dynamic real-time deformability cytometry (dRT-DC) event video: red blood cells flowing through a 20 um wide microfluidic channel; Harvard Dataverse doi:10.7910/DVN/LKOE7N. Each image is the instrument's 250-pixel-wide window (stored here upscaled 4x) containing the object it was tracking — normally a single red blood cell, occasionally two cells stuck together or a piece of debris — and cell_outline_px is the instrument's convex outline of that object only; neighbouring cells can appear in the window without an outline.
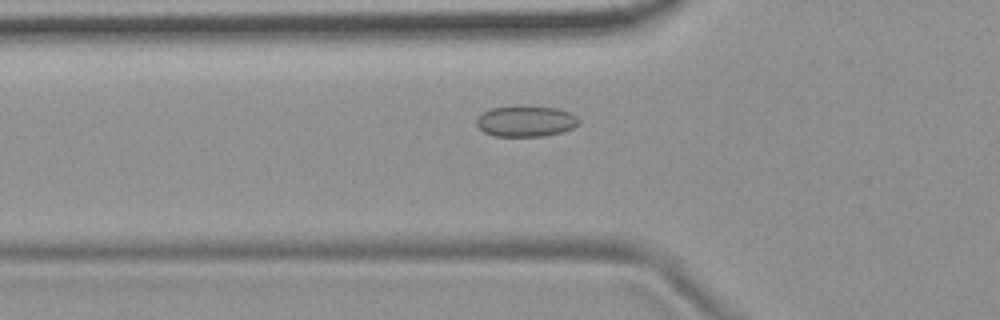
{"species": "common noctule bat (a hibernating species)", "species_latin": "Nyctalus noctula", "temperature_condition": "room temperature", "stored_images_in_passage": 45, "camera_frame_rate_fps": 3000, "um_per_image_px": 0.085, "animal": {"sex": "female", "body_mass_g": 19.9}, "frame": {"image": 1, "passage_image": 13, "time_ms": 4.0, "image_size_px": [1000, 320], "cell_outline_px": [[580, 124], [572, 128], [560, 132], [544, 136], [492, 136], [484, 132], [476, 124], [476, 120], [484, 112], [492, 108], [556, 108], [568, 112], [576, 116], [580, 120]], "centroid_in_image_um": [44.71, 10.35], "position_along_channel_um": 81.1, "area_um2": 17.74}}
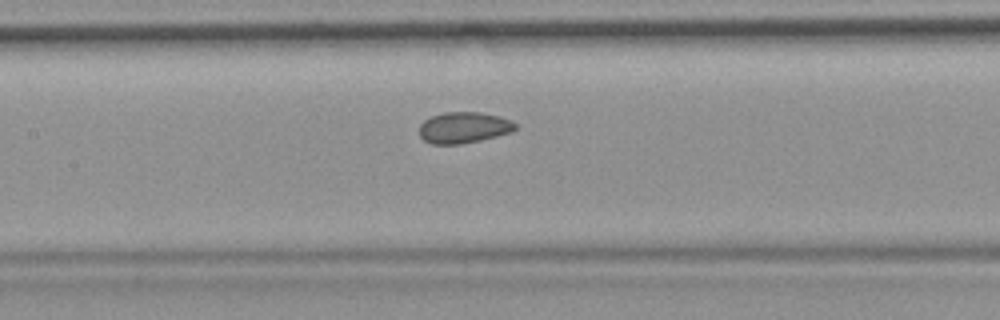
{"frame": {"image": 2, "passage_image": 20, "time_ms": 6.333, "image_size_px": [1000, 320], "cell_outline_px": [[516, 128], [512, 132], [480, 140], [460, 144], [432, 144], [424, 140], [420, 136], [420, 124], [424, 120], [432, 116], [444, 112], [480, 112], [500, 116], [512, 120], [516, 124]], "centroid_in_image_um": [39.43, 10.84], "position_along_channel_um": 168.0, "area_um2": 17.46}}
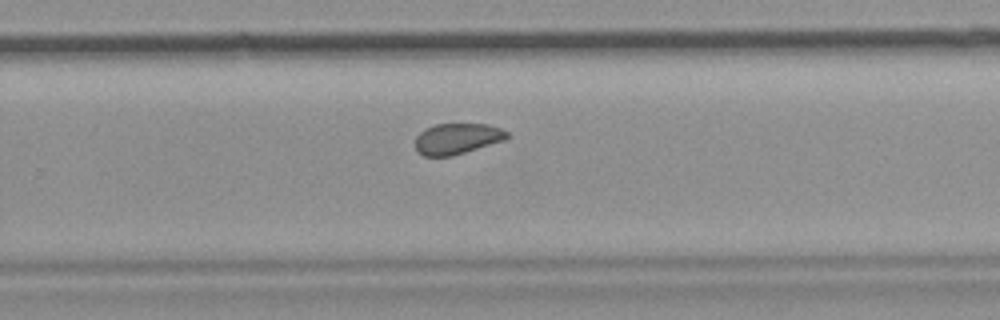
{"frame": {"image": 3, "passage_image": 30, "time_ms": 9.667, "image_size_px": [1000, 320], "cell_outline_px": [[512, 136], [508, 140], [452, 156], [424, 156], [416, 152], [416, 136], [424, 128], [436, 124], [488, 124], [500, 128], [508, 132]], "centroid_in_image_um": [38.9, 11.79], "position_along_channel_um": 290.9, "area_um2": 16.88}}